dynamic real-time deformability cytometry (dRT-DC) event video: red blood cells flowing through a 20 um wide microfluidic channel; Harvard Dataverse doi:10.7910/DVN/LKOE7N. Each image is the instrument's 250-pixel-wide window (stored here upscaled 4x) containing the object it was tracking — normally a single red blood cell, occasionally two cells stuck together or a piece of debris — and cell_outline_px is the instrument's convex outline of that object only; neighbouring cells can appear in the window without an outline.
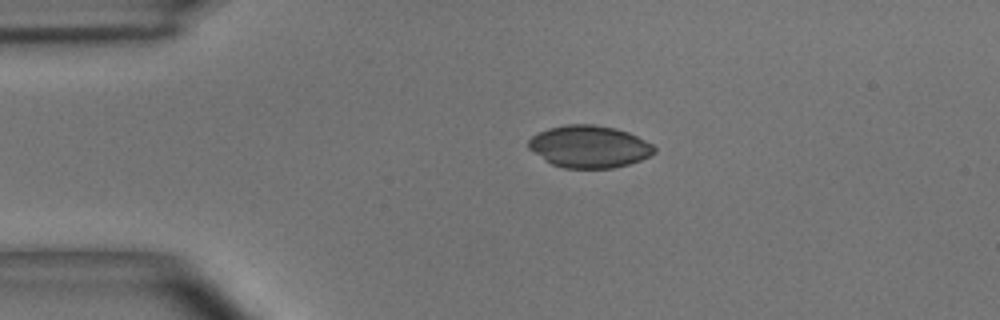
{"species": "common noctule bat (a hibernating species)", "species_latin": "Nyctalus noctula", "temperature_condition": "room temperature", "stored_images_in_passage": 44, "camera_frame_rate_fps": 3000, "um_per_image_px": 0.085, "animal": {"sex": "male", "body_mass_g": 15.6}, "frame": {"image": 1, "passage_image": 1, "time_ms": 0.0, "image_size_px": [1000, 320], "cell_outline_px": [[656, 152], [640, 160], [628, 164], [612, 168], [564, 168], [552, 164], [528, 148], [528, 140], [532, 136], [548, 128], [564, 124], [592, 124], [616, 128], [628, 132], [652, 144], [656, 148]], "centroid_in_image_um": [50.08, 12.45], "position_along_channel_um": 34.9, "area_um2": 30.81}}
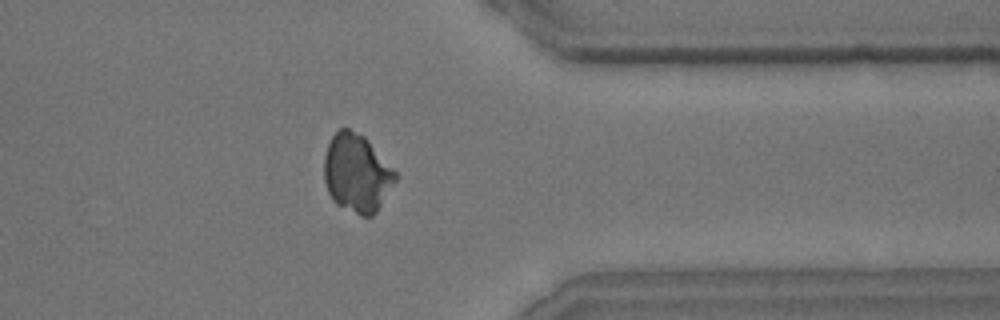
{"frame": {"image": 2, "passage_image": 33, "time_ms": 10.667, "image_size_px": [1000, 320], "cell_outline_px": [[396, 180], [376, 212], [372, 216], [360, 216], [336, 204], [332, 200], [328, 192], [324, 180], [324, 156], [328, 144], [332, 136], [340, 128], [348, 128], [364, 136], [368, 140], [396, 172]], "centroid_in_image_um": [30.3, 14.72], "position_along_channel_um": 381.1, "area_um2": 32.31}}
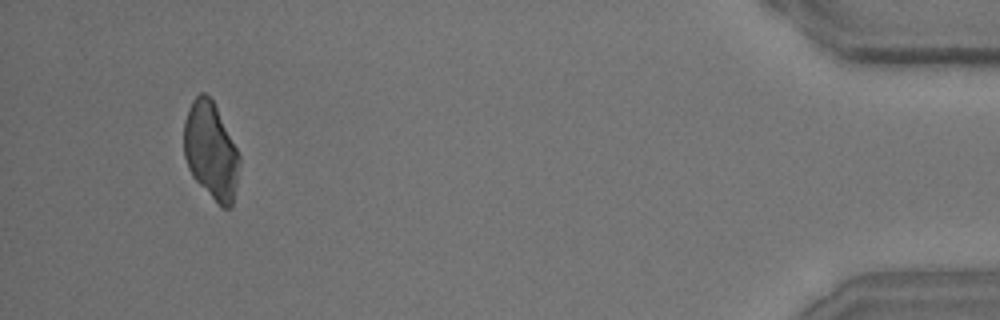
{"frame": {"image": 3, "passage_image": 41, "time_ms": 13.333, "image_size_px": [1000, 320], "cell_outline_px": [[240, 164], [236, 188], [232, 208], [220, 208], [192, 176], [188, 168], [184, 156], [184, 120], [188, 108], [192, 100], [200, 92], [204, 92], [212, 100], [240, 156]], "centroid_in_image_um": [17.92, 12.87], "position_along_channel_um": 417.3, "area_um2": 31.39}}